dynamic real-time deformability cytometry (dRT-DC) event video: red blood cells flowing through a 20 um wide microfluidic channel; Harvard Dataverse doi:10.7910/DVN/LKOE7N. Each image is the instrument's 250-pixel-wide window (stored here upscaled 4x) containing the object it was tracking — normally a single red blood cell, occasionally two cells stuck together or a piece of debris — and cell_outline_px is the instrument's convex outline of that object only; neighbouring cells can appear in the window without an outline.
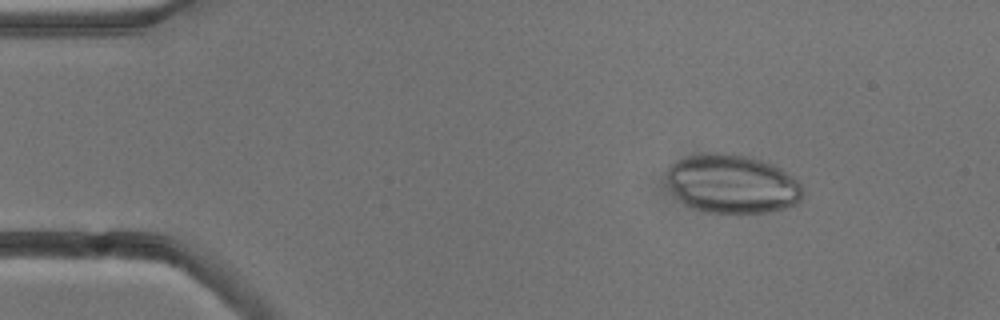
{"species": "common noctule bat (a hibernating species)", "species_latin": "Nyctalus noctula", "temperature_condition": "cold", "stored_images_in_passage": 5, "camera_frame_rate_fps": 3000, "um_per_image_px": 0.085, "animal": {"sex": "male", "body_mass_g": 13.3}, "frame": {"image": 1, "passage_image": 2, "time_ms": 1.0, "image_size_px": [1000, 320], "cell_outline_px": [[800, 200], [796, 204], [784, 208], [768, 212], [708, 212], [692, 208], [684, 204], [672, 192], [668, 184], [668, 168], [676, 160], [688, 156], [716, 152], [736, 152], [752, 156], [776, 164], [796, 180], [800, 184]], "centroid_in_image_um": [62.22, 15.6], "position_along_channel_um": 22.8, "area_um2": 46.7}}